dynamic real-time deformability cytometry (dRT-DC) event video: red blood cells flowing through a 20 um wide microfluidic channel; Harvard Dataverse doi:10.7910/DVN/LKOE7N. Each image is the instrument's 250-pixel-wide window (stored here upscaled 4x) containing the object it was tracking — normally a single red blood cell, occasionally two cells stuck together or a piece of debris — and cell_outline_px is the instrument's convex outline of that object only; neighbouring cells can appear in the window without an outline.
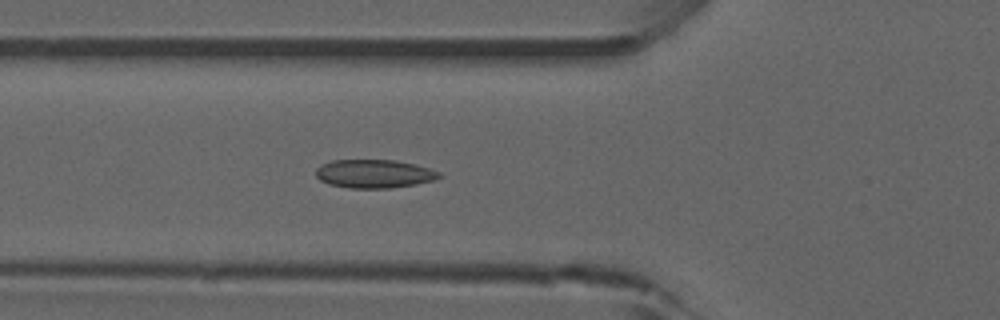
{"species": "common noctule bat (a hibernating species)", "species_latin": "Nyctalus noctula", "temperature_condition": "room temperature", "stored_images_in_passage": 47, "camera_frame_rate_fps": 3000, "um_per_image_px": 0.085, "animal": {"sex": "male", "forearm_length_mm": 52.5}, "frame": {"image": 1, "passage_image": 19, "time_ms": 6.0, "image_size_px": [1000, 320], "cell_outline_px": [[444, 176], [432, 180], [416, 184], [392, 188], [348, 188], [328, 184], [320, 180], [316, 176], [316, 168], [320, 164], [332, 160], [396, 160], [428, 168], [440, 172]], "centroid_in_image_um": [31.77, 14.77], "position_along_channel_um": 94.0, "area_um2": 20.52}, "authors_computed_cell_mechanics": {"area_um2": 19.8832, "velocity_mm_per_s": 3.9221, "shape_relaxation_time_tau1_ms": null, "shape_relaxation_time_tau2_ms": 1.7909, "deformation_change_tau1": null, "deformation_change_tau2": 0.0533}}